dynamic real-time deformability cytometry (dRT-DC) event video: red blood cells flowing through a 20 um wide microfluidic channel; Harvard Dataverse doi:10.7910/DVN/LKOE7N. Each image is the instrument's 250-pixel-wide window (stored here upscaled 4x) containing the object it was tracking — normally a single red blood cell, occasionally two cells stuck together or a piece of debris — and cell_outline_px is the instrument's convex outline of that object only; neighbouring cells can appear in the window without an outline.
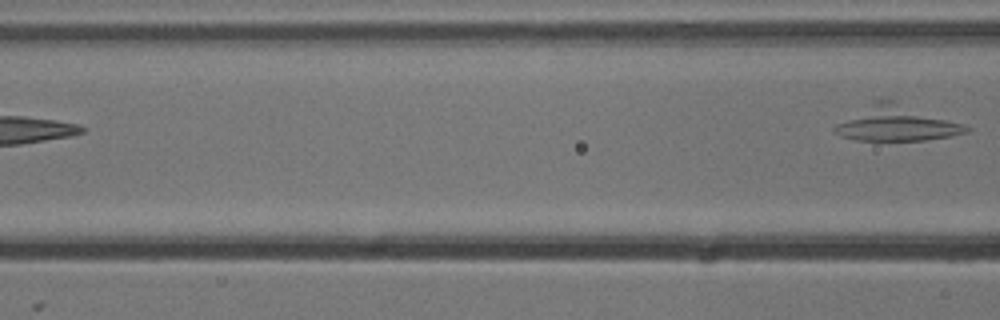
{"species": "common noctule bat (a hibernating species)", "species_latin": "Nyctalus noctula", "temperature_condition": "cold", "stored_images_in_passage": 6, "camera_frame_rate_fps": 3000, "um_per_image_px": 0.085, "animal": {"sex": "male", "body_mass_g": 13.3}, "frame": {"image": 1, "passage_image": 6, "time_ms": 1.667, "image_size_px": [1000, 320], "cell_outline_px": [[972, 128], [968, 132], [952, 136], [924, 140], [856, 140], [840, 136], [832, 132], [832, 128], [836, 124], [880, 96], [888, 96], [964, 124]], "centroid_in_image_um": [76.21, 10.44], "position_along_channel_um": 90.4, "area_um2": 27.8}}